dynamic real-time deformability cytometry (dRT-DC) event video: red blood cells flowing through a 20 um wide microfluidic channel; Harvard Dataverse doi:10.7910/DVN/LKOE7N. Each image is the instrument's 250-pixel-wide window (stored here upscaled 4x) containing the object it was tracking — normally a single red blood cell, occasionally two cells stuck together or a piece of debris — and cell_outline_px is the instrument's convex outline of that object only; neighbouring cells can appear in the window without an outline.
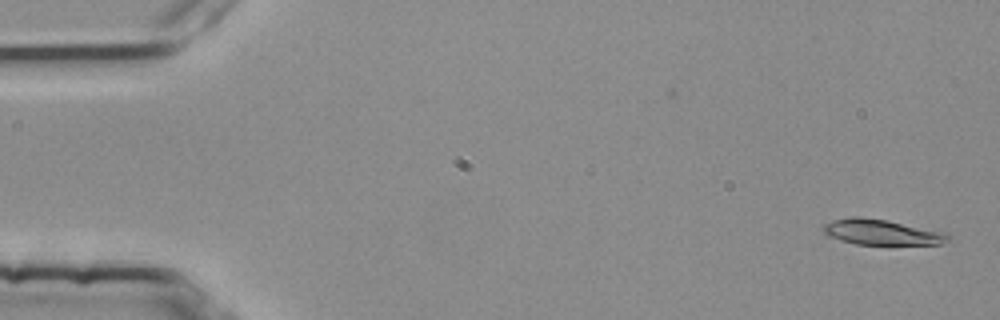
{"species": "common noctule bat (a hibernating species)", "species_latin": "Nyctalus noctula", "temperature_condition": "room temperature", "stored_images_in_passage": 53, "camera_frame_rate_fps": 3000, "um_per_image_px": 0.085, "animal": {"sex": "female", "body_mass_g": 25.1}, "frame": {"image": 1, "passage_image": 1, "time_ms": 0.0, "image_size_px": [1000, 320], "cell_outline_px": [[952, 236], [948, 240], [940, 244], [856, 244], [824, 236], [824, 224], [832, 220], [852, 216], [856, 216], [888, 220], [948, 232]], "centroid_in_image_um": [74.95, 19.72], "position_along_channel_um": 10.0, "area_um2": 18.73}}
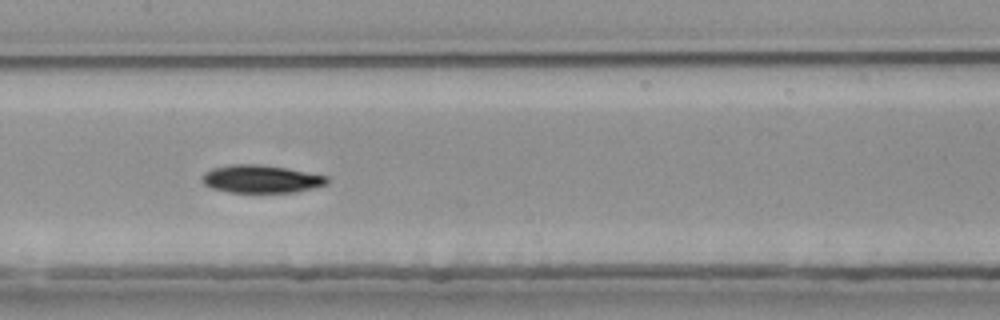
{"frame": {"image": 2, "passage_image": 26, "time_ms": 8.333, "image_size_px": [1000, 320], "cell_outline_px": [[328, 184], [296, 192], [228, 192], [212, 188], [204, 184], [200, 180], [200, 176], [204, 172], [212, 168], [232, 164], [260, 164], [288, 168], [328, 176]], "centroid_in_image_um": [22.17, 15.2], "position_along_channel_um": 185.2, "area_um2": 20.46}}
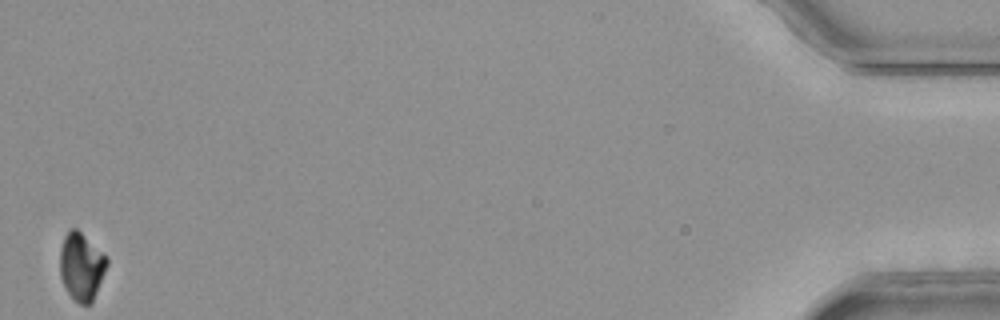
{"frame": {"image": 3, "passage_image": 53, "time_ms": 17.333, "image_size_px": [1000, 320], "cell_outline_px": [[108, 264], [92, 304], [80, 304], [68, 292], [60, 276], [60, 248], [64, 236], [72, 228], [76, 228], [104, 252], [108, 256]], "centroid_in_image_um": [6.94, 22.64], "position_along_channel_um": 428.3, "area_um2": 18.55}, "authors_computed_cell_mechanics": {"area_um2": 20.0566, "velocity_mm_per_s": 3.78, "shape_relaxation_time_tau1_ms": 5.8478, "shape_relaxation_time_tau2_ms": null, "deformation_change_tau1": 0.1687, "deformation_change_tau2": null}}